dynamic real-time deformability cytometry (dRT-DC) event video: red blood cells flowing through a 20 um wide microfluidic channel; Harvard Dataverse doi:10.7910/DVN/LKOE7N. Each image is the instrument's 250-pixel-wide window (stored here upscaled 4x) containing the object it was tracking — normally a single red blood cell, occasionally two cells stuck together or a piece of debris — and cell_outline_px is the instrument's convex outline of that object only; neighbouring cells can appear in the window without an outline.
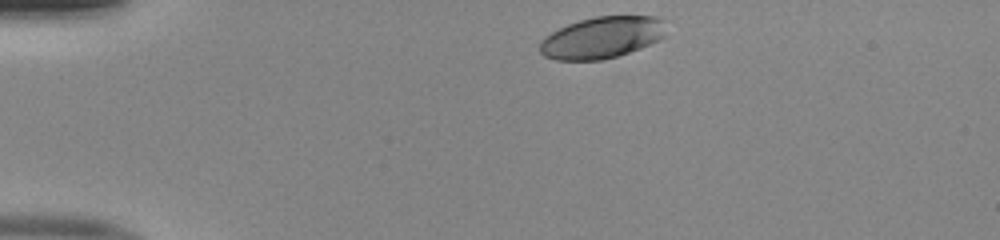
{"species": "human", "species_latin": "Homo sapiens", "temperature_condition": "room temperature", "stored_images_in_passage": 18, "camera_frame_rate_fps": 3000, "um_per_image_px": 0.085, "donor": {"sex": "male"}, "frame": {"image": 1, "passage_image": 1, "time_ms": 0.0, "image_size_px": [1000, 240], "cell_outline_px": [[664, 36], [660, 40], [640, 48], [616, 56], [600, 60], [556, 60], [544, 56], [540, 52], [540, 40], [544, 36], [568, 24], [580, 20], [596, 16], [656, 16], [664, 20]], "centroid_in_image_um": [51.15, 3.19], "position_along_channel_um": 33.8, "area_um2": 30.58}}
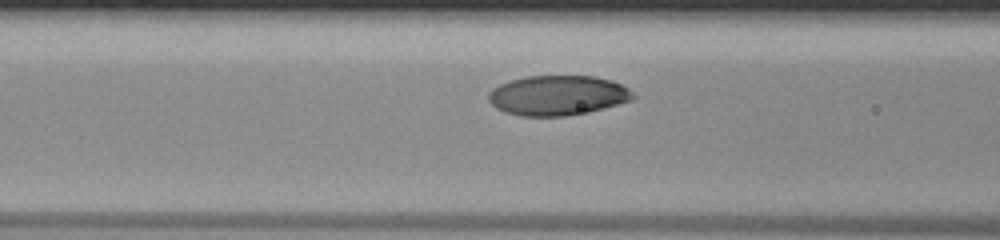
{"frame": {"image": 2, "passage_image": 12, "time_ms": 3.667, "image_size_px": [1000, 240], "cell_outline_px": [[636, 96], [632, 100], [588, 112], [564, 116], [520, 116], [504, 112], [496, 108], [488, 100], [488, 92], [492, 88], [500, 84], [524, 76], [596, 76], [612, 80], [628, 88]], "centroid_in_image_um": [47.38, 8.1], "position_along_channel_um": 119.2, "area_um2": 33.7}}
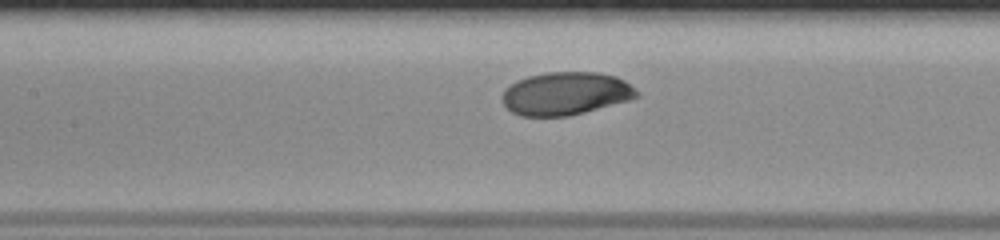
{"frame": {"image": 3, "passage_image": 15, "time_ms": 4.667, "image_size_px": [1000, 240], "cell_outline_px": [[640, 96], [628, 100], [584, 112], [568, 116], [520, 116], [512, 112], [504, 104], [504, 88], [516, 80], [528, 76], [544, 72], [596, 72], [616, 76], [624, 80], [636, 88], [640, 92]], "centroid_in_image_um": [48.1, 7.94], "position_along_channel_um": 159.3, "area_um2": 33.7}}